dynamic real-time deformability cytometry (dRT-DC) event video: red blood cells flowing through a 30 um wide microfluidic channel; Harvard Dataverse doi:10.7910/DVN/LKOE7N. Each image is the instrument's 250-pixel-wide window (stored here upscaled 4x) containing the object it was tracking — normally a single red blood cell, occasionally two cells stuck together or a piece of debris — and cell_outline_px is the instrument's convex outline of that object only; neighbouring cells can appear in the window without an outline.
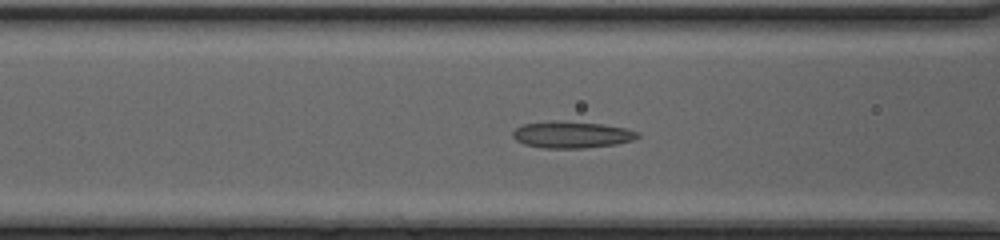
{"species": "common noctule bat (a hibernating species)", "species_latin": "Nyctalus noctula", "temperature_condition": "cold", "stored_images_in_passage": 48, "camera_frame_rate_fps": 3000, "um_per_image_px": 0.085, "animal": {"sex": "female", "body_mass_g": 20.0, "forearm_length_mm": 54.0}, "frame": {"image": 1, "passage_image": 21, "time_ms": 6.667, "image_size_px": [1000, 240], "cell_outline_px": [[640, 136], [632, 140], [616, 144], [584, 148], [544, 148], [524, 144], [516, 140], [512, 136], [512, 132], [516, 128], [524, 124], [552, 120], [556, 120], [604, 124], [624, 128], [640, 132]], "centroid_in_image_um": [48.59, 11.44], "position_along_channel_um": 118.0, "area_um2": 19.48}}
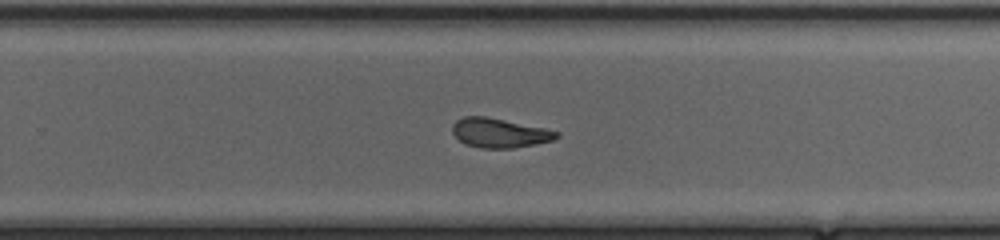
{"frame": {"image": 2, "passage_image": 33, "time_ms": 10.667, "image_size_px": [1000, 240], "cell_outline_px": [[560, 136], [552, 140], [536, 144], [512, 148], [480, 148], [464, 144], [452, 132], [452, 124], [456, 120], [464, 116], [484, 116], [544, 128], [560, 132]], "centroid_in_image_um": [42.44, 11.3], "position_along_channel_um": 287.4, "area_um2": 17.74}}
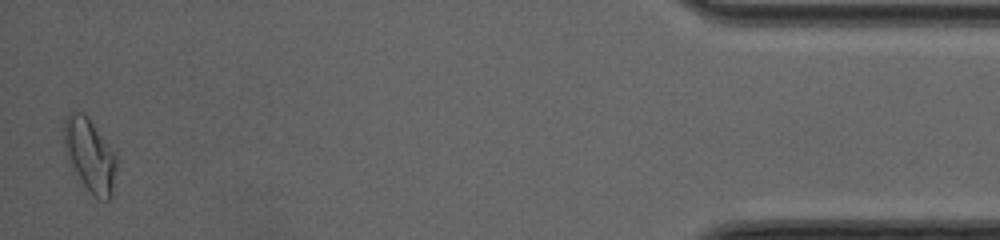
{"frame": {"image": 3, "passage_image": 48, "time_ms": 15.667, "image_size_px": [1000, 240], "cell_outline_px": [[116, 168], [112, 196], [108, 200], [100, 200], [80, 180], [68, 164], [64, 148], [64, 120], [68, 112], [84, 112], [88, 116], [116, 156]], "centroid_in_image_um": [7.6, 13.17], "position_along_channel_um": 427.6, "area_um2": 22.31}, "authors_computed_cell_mechanics": {"area_um2": 19.1607, "velocity_mm_per_s": 4.2419, "shape_relaxation_time_tau1_ms": 3.5143, "shape_relaxation_time_tau2_ms": 2.0069, "deformation_change_tau1": 0.1377, "deformation_change_tau2": 0.0778}}